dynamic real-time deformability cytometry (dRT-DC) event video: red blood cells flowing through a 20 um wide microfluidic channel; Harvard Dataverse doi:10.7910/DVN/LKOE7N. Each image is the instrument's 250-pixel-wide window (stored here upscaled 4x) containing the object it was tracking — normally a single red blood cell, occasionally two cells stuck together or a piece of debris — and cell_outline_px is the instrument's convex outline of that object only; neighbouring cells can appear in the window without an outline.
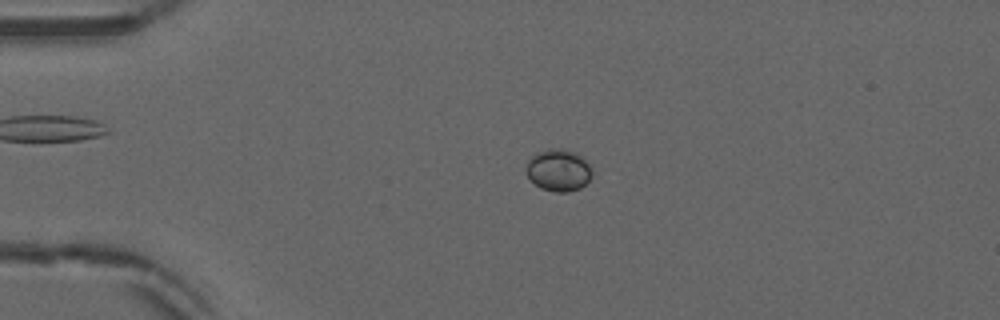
{"species": "common noctule bat (a hibernating species)", "species_latin": "Nyctalus noctula", "temperature_condition": "warm", "stored_images_in_passage": 42, "camera_frame_rate_fps": 3000, "um_per_image_px": 0.085, "animal": {"sex": "male", "forearm_length_mm": 52.5}, "frame": {"image": 1, "passage_image": 1, "time_ms": 0.0, "image_size_px": [1000, 320], "cell_outline_px": [[592, 176], [580, 188], [568, 192], [556, 192], [540, 188], [524, 172], [524, 168], [528, 160], [536, 152], [548, 148], [564, 148], [576, 152], [584, 156], [592, 172]], "centroid_in_image_um": [47.45, 14.43], "position_along_channel_um": 37.5, "area_um2": 16.42}}
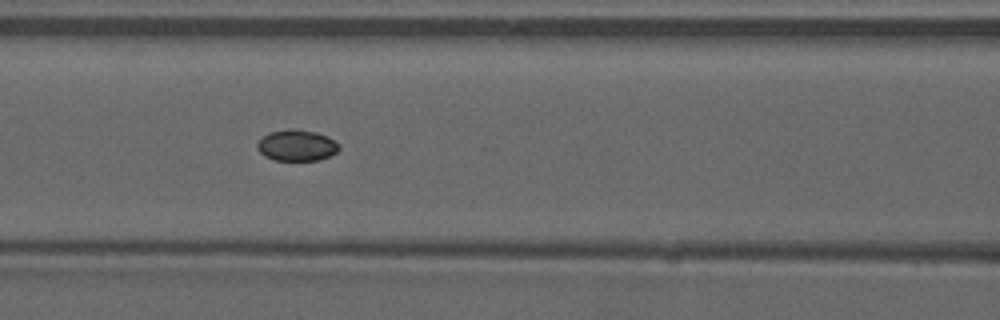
{"frame": {"image": 2, "passage_image": 12, "time_ms": 3.667, "image_size_px": [1000, 320], "cell_outline_px": [[340, 148], [336, 152], [320, 160], [276, 160], [264, 156], [256, 148], [256, 144], [264, 136], [272, 132], [288, 128], [296, 128], [316, 132], [328, 136], [340, 144]], "centroid_in_image_um": [25.24, 12.35], "position_along_channel_um": 141.4, "area_um2": 14.91}}
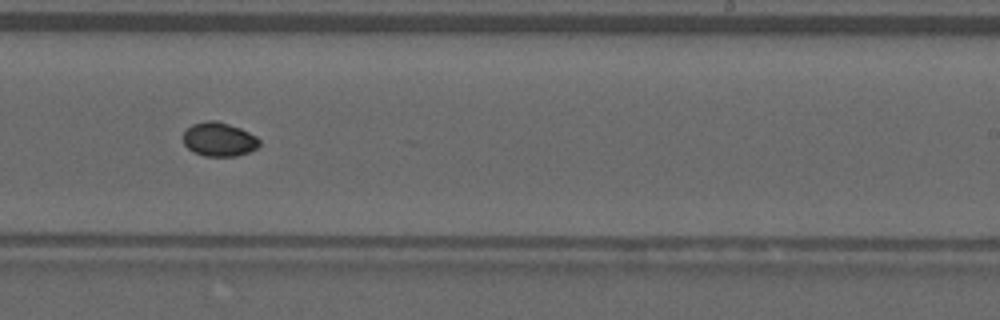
{"frame": {"image": 3, "passage_image": 22, "time_ms": 7.0, "image_size_px": [1000, 320], "cell_outline_px": [[260, 144], [256, 148], [248, 152], [236, 156], [204, 156], [188, 148], [184, 144], [184, 132], [192, 124], [208, 120], [216, 120], [240, 128], [256, 136], [260, 140]], "centroid_in_image_um": [18.63, 11.84], "position_along_channel_um": 270.4, "area_um2": 14.91}}